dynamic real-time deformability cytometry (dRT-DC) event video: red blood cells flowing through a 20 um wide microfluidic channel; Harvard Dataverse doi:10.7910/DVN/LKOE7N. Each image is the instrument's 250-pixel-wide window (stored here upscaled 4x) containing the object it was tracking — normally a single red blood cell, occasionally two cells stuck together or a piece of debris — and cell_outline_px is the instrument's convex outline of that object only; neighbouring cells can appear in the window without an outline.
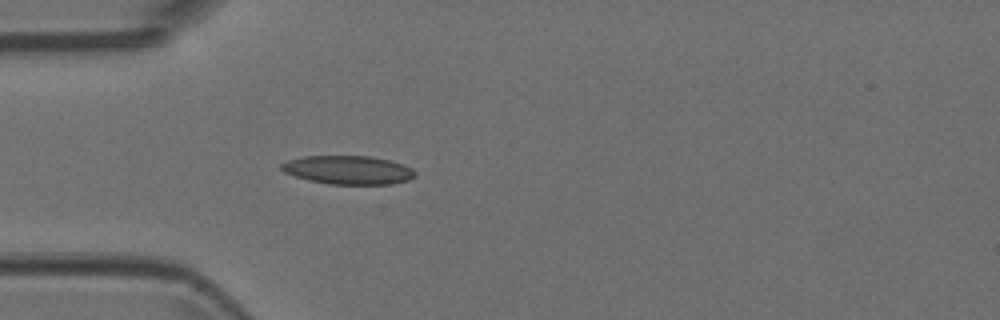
{"species": "Egyptian fruit bat (a non-hibernating species)", "species_latin": "Rousettus aegyptiacus", "temperature_condition": "room temperature", "stored_images_in_passage": 1, "camera_frame_rate_fps": 3000, "um_per_image_px": 0.085, "animal": {"sex": "female"}, "frame": {"image": 1, "passage_image": 1, "time_ms": 0.0, "image_size_px": [1000, 320], "cell_outline_px": [[416, 176], [408, 180], [392, 184], [328, 184], [308, 180], [284, 172], [280, 168], [280, 164], [288, 160], [304, 156], [372, 156], [404, 164], [412, 168], [416, 172]], "centroid_in_image_um": [29.61, 14.44], "position_along_channel_um": 55.4, "area_um2": 22.37}}